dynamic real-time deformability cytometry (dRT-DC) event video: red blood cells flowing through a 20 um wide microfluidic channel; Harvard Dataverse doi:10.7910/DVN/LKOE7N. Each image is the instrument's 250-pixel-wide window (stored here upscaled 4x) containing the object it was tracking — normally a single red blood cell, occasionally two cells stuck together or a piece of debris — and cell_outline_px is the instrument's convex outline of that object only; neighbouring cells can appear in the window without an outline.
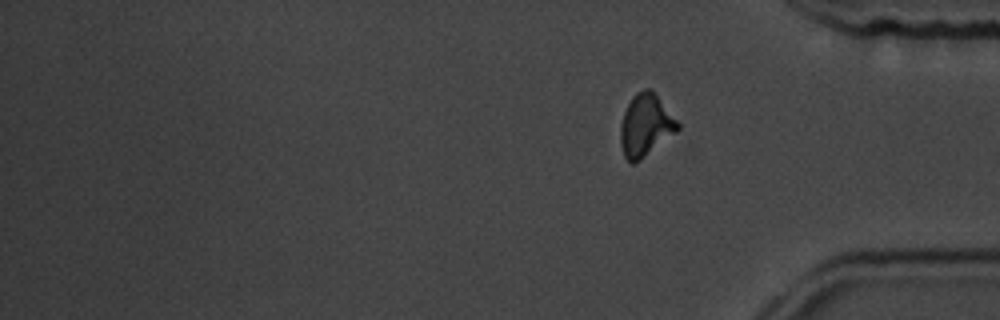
{"species": "common noctule bat (a hibernating species)", "species_latin": "Nyctalus noctula", "temperature_condition": "room temperature", "stored_images_in_passage": 13, "segment_of_instrument_passage": [2, 2], "camera_frame_rate_fps": 3000, "um_per_image_px": 0.085, "animal": {"sex": "male", "body_mass_g": 19.5, "forearm_length_mm": 54.6}, "frame": {"image": 1, "passage_image": 13, "time_ms": 14.333, "image_size_px": [1000, 320], "cell_outline_px": [[680, 128], [676, 132], [640, 160], [632, 164], [624, 156], [620, 144], [620, 128], [624, 112], [632, 96], [636, 92], [644, 88], [652, 88], [680, 124]], "centroid_in_image_um": [54.87, 10.63], "position_along_channel_um": 380.3, "area_um2": 20.75}}